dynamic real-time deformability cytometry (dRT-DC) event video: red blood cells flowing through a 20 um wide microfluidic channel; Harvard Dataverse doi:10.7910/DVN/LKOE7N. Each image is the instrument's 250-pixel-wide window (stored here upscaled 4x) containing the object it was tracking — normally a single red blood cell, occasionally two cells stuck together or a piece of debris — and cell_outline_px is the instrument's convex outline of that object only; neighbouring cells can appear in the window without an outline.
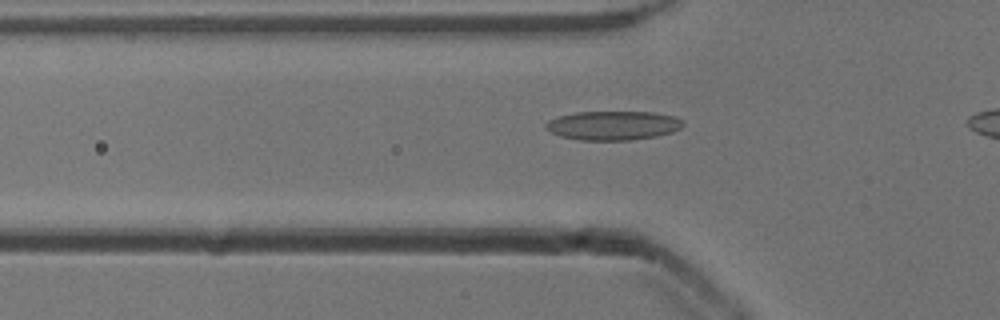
{"species": "common noctule bat (a hibernating species)", "species_latin": "Nyctalus noctula", "temperature_condition": "cold", "stored_images_in_passage": 38, "camera_frame_rate_fps": 3000, "um_per_image_px": 0.085, "animal": {"sex": "male", "body_mass_g": 13.3}, "frame": {"image": 1, "passage_image": 12, "time_ms": 3.667, "image_size_px": [1000, 320], "cell_outline_px": [[684, 124], [680, 128], [672, 132], [656, 136], [632, 140], [580, 140], [560, 136], [544, 128], [544, 124], [548, 120], [560, 116], [576, 112], [656, 112], [676, 116], [684, 120]], "centroid_in_image_um": [52.14, 10.66], "position_along_channel_um": 73.7, "area_um2": 23.41}}
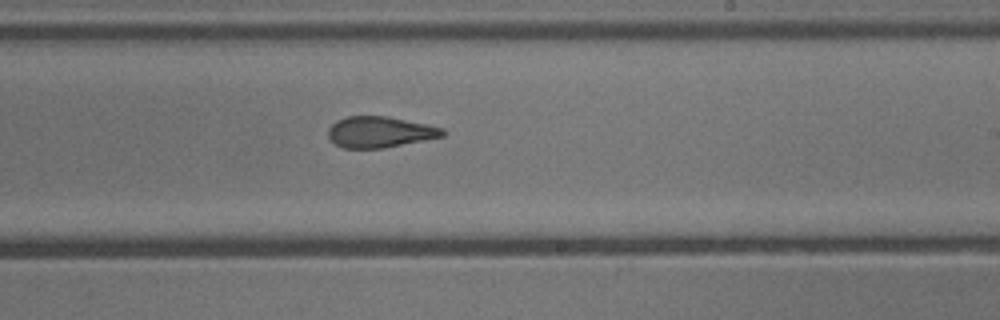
{"frame": {"image": 2, "passage_image": 26, "time_ms": 8.333, "image_size_px": [1000, 320], "cell_outline_px": [[444, 136], [424, 140], [380, 148], [344, 148], [336, 144], [328, 136], [328, 128], [336, 120], [348, 116], [388, 116], [428, 124], [444, 128]], "centroid_in_image_um": [32.28, 11.2], "position_along_channel_um": 256.7, "area_um2": 20.58}}
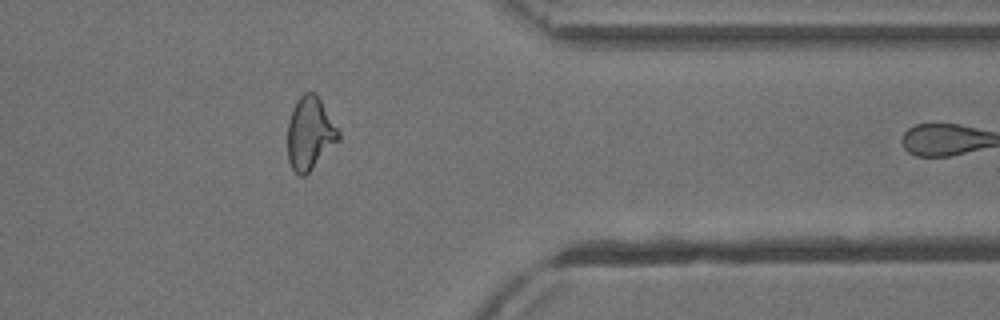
{"frame": {"image": 3, "passage_image": 37, "time_ms": 12.0, "image_size_px": [1000, 320], "cell_outline_px": [[340, 140], [304, 176], [300, 176], [292, 168], [288, 160], [288, 120], [292, 108], [296, 100], [304, 92], [316, 92], [340, 132]], "centroid_in_image_um": [26.34, 11.31], "position_along_channel_um": 385.1, "area_um2": 21.62}}